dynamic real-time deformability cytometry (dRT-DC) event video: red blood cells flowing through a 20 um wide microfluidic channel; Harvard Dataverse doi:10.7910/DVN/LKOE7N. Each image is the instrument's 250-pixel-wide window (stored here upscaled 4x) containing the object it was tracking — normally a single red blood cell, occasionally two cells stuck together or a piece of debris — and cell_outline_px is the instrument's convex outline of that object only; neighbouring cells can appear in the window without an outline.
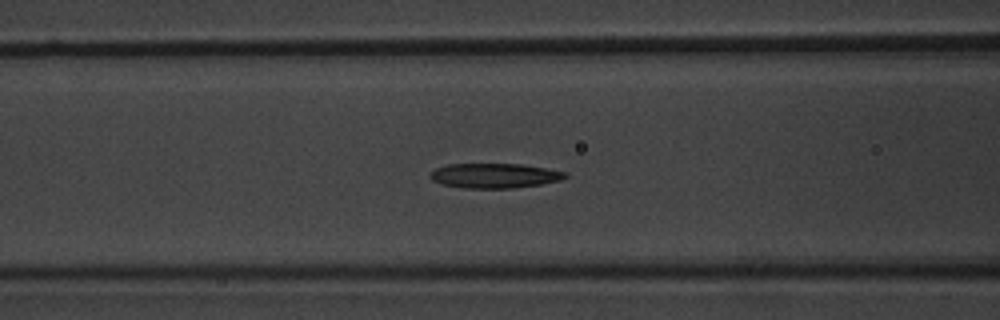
{"species": "common noctule bat (a hibernating species)", "species_latin": "Nyctalus noctula", "temperature_condition": "warm", "stored_images_in_passage": 51, "camera_frame_rate_fps": 3000, "um_per_image_px": 0.085, "animal": {"sex": "male", "body_mass_g": 20.1, "forearm_length_mm": 53.5}, "frame": {"image": 1, "passage_image": 20, "time_ms": 6.333, "image_size_px": [1000, 320], "cell_outline_px": [[568, 176], [560, 180], [540, 184], [512, 188], [460, 188], [440, 184], [432, 180], [428, 176], [428, 172], [436, 168], [448, 164], [520, 164], [568, 172]], "centroid_in_image_um": [41.97, 14.93], "position_along_channel_um": 124.6, "area_um2": 19.59}}
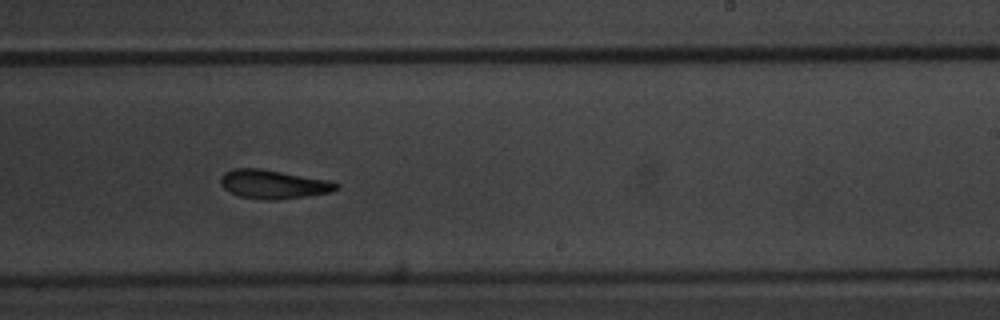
{"frame": {"image": 2, "passage_image": 31, "time_ms": 10.0, "image_size_px": [1000, 320], "cell_outline_px": [[340, 188], [332, 192], [276, 200], [268, 200], [240, 196], [224, 188], [220, 184], [220, 176], [224, 172], [232, 168], [260, 168], [328, 180], [340, 184]], "centroid_in_image_um": [23.23, 15.65], "position_along_channel_um": 265.8, "area_um2": 19.36}}
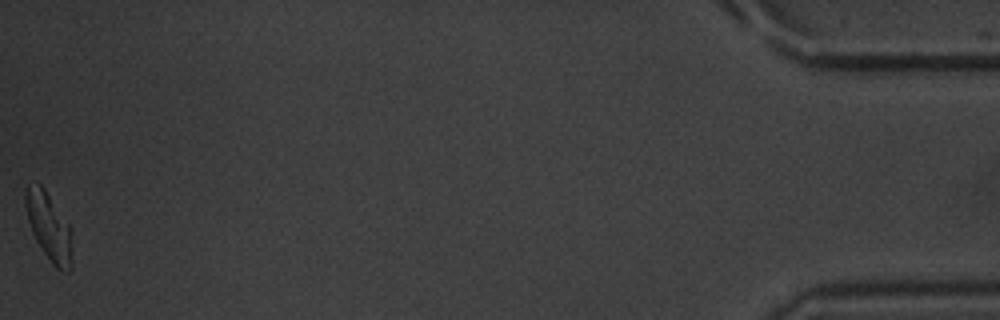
{"frame": {"image": 3, "passage_image": 51, "time_ms": 16.667, "image_size_px": [1000, 320], "cell_outline_px": [[72, 268], [68, 272], [56, 268], [52, 264], [36, 240], [32, 232], [28, 220], [24, 204], [24, 188], [28, 184], [36, 180], [44, 188], [72, 228]], "centroid_in_image_um": [4.16, 19.23], "position_along_channel_um": 431.0, "area_um2": 18.9}, "authors_computed_cell_mechanics": {"area_um2": 19.5942, "velocity_mm_per_s": 3.8552, "shape_relaxation_time_tau1_ms": 4.8962, "shape_relaxation_time_tau2_ms": 4.6456, "deformation_change_tau1": 0.1696, "deformation_change_tau2": 0.1377}}